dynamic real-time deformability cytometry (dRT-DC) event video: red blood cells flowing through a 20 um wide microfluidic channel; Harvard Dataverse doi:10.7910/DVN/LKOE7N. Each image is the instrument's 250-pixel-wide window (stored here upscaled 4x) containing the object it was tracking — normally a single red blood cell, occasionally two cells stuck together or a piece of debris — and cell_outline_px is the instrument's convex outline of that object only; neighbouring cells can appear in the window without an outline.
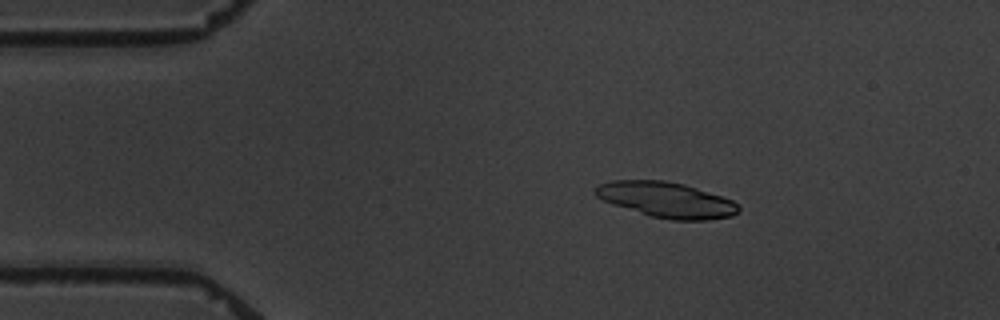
{"species": "common noctule bat (a hibernating species)", "species_latin": "Nyctalus noctula", "temperature_condition": "warm", "stored_images_in_passage": 3, "camera_frame_rate_fps": 3000, "um_per_image_px": 0.085, "animal": {"sex": "male", "body_mass_g": 19.5, "forearm_length_mm": 54.6}, "frame": {"image": 1, "passage_image": 2, "time_ms": 1.333, "image_size_px": [1000, 320], "cell_outline_px": [[740, 212], [732, 216], [708, 220], [672, 220], [648, 216], [612, 204], [596, 196], [596, 188], [600, 184], [612, 180], [664, 180], [684, 184], [732, 200], [740, 204]], "centroid_in_image_um": [56.68, 17.0], "position_along_channel_um": 28.3, "area_um2": 29.59}}